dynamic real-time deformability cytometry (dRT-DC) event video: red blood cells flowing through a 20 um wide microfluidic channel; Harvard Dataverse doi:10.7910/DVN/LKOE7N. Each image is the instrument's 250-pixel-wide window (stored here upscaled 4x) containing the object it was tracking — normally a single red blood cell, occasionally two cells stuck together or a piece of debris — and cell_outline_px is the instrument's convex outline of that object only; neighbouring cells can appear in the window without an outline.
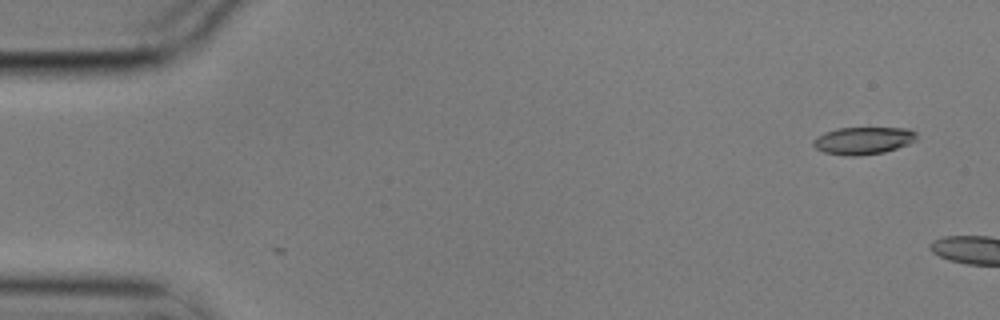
{"species": "common noctule bat (a hibernating species)", "species_latin": "Nyctalus noctula", "temperature_condition": "cold", "stored_images_in_passage": 4, "camera_frame_rate_fps": 3000, "um_per_image_px": 0.085, "animal": {"sex": "male", "body_mass_g": 17.9}, "frame": {"image": 1, "passage_image": 1, "time_ms": 0.0, "image_size_px": [1000, 320], "cell_outline_px": [[916, 140], [908, 144], [884, 152], [856, 156], [852, 156], [824, 152], [816, 148], [812, 144], [812, 140], [816, 136], [824, 132], [836, 128], [908, 128], [916, 132]], "centroid_in_image_um": [73.35, 11.94], "position_along_channel_um": 11.7, "area_um2": 16.47}}